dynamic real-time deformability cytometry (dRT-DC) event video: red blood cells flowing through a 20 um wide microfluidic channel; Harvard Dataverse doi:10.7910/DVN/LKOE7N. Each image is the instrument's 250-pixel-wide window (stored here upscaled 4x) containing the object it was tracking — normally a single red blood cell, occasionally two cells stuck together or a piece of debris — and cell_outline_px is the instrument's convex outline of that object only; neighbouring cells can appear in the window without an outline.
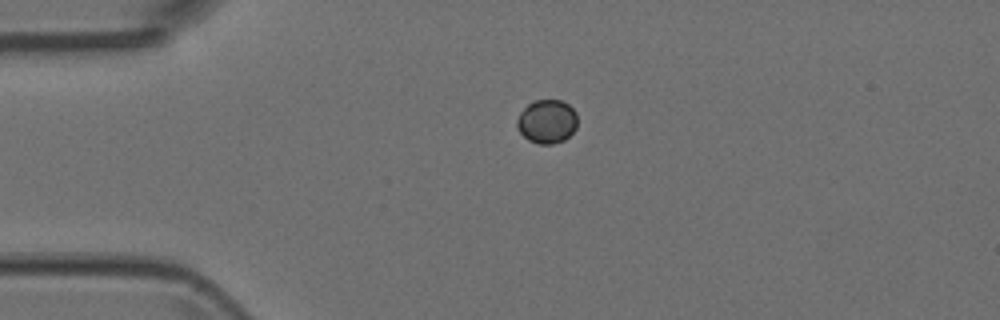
{"species": "Egyptian fruit bat (a non-hibernating species)", "species_latin": "Rousettus aegyptiacus", "temperature_condition": "room temperature", "stored_images_in_passage": 2, "camera_frame_rate_fps": 3000, "um_per_image_px": 0.085, "animal": {"sex": "female"}, "frame": {"image": 1, "passage_image": 2, "time_ms": 0.333, "image_size_px": [1000, 320], "cell_outline_px": [[576, 128], [564, 140], [552, 144], [540, 144], [528, 140], [520, 132], [516, 124], [516, 120], [520, 112], [528, 104], [536, 100], [560, 100], [568, 104], [576, 112]], "centroid_in_image_um": [46.48, 10.32], "position_along_channel_um": 38.5, "area_um2": 15.32}}